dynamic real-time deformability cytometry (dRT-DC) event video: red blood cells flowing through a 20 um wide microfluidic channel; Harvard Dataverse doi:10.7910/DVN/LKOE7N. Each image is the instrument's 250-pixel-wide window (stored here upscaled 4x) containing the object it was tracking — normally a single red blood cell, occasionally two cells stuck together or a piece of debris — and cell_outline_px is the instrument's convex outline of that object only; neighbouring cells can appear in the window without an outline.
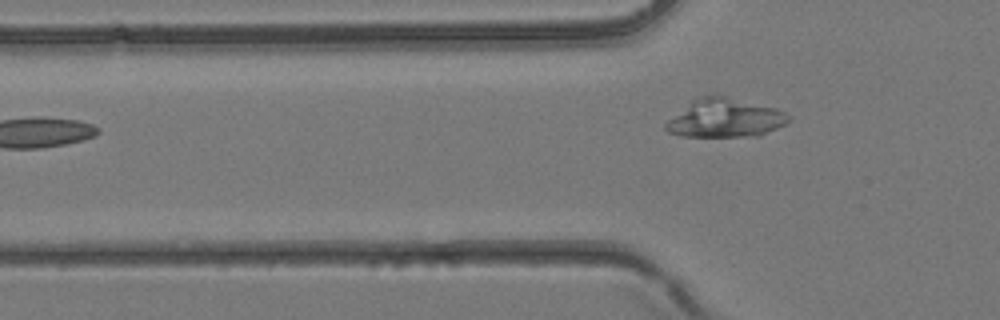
{"species": "common noctule bat (a hibernating species)", "species_latin": "Nyctalus noctula", "temperature_condition": "room temperature", "stored_images_in_passage": 2, "camera_frame_rate_fps": 3000, "um_per_image_px": 0.085, "animal": {"sex": "female", "body_mass_g": 24.6, "forearm_length_mm": 56.2}, "frame": {"image": 1, "passage_image": 2, "time_ms": 0.333, "image_size_px": [1000, 320], "cell_outline_px": [[792, 120], [760, 136], [680, 136], [668, 132], [664, 128], [664, 124], [668, 120], [692, 100], [716, 92], [776, 108], [792, 116]], "centroid_in_image_um": [61.65, 10.01], "position_along_channel_um": 64.2, "area_um2": 28.03}}